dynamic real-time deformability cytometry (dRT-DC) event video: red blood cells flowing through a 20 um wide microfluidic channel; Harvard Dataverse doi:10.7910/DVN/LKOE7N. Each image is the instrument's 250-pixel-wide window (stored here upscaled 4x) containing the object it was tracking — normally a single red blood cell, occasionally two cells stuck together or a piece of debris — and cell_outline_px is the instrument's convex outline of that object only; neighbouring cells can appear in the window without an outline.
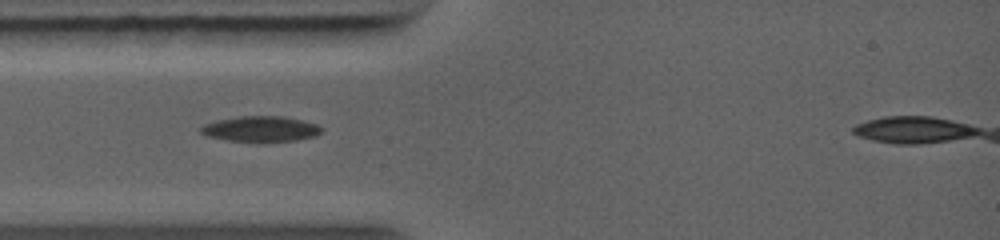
{"species": "common noctule bat (a hibernating species)", "species_latin": "Nyctalus noctula", "temperature_condition": "warm", "stored_images_in_passage": 28, "camera_frame_rate_fps": 5000, "um_per_image_px": 0.085, "animal": {"sex": "female", "body_mass_g": 19.0, "forearm_length_mm": 56.7}, "frame": {"image": 1, "passage_image": 1, "time_ms": 0.0, "image_size_px": [1000, 240], "cell_outline_px": [[324, 128], [316, 136], [296, 140], [260, 144], [228, 140], [208, 136], [200, 132], [200, 128], [204, 124], [216, 120], [240, 116], [280, 116], [300, 120], [316, 124]], "centroid_in_image_um": [22.16, 10.99], "position_along_channel_um": 62.8, "area_um2": 18.38}}
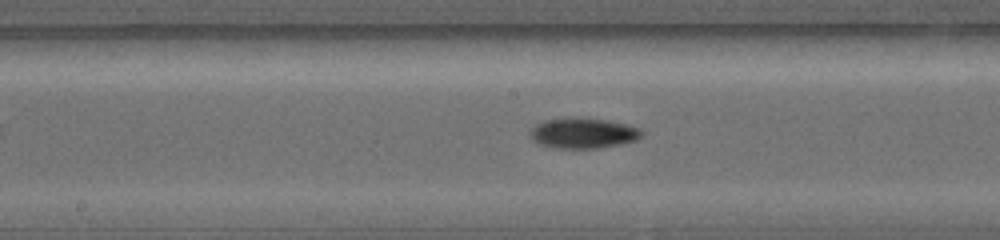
{"frame": {"image": 2, "passage_image": 9, "time_ms": 2.8, "image_size_px": [1000, 240], "cell_outline_px": [[644, 132], [636, 140], [620, 144], [596, 148], [552, 148], [536, 144], [528, 136], [528, 132], [536, 124], [544, 120], [608, 120], [640, 128]], "centroid_in_image_um": [49.52, 11.36], "position_along_channel_um": 198.7, "area_um2": 19.25}}
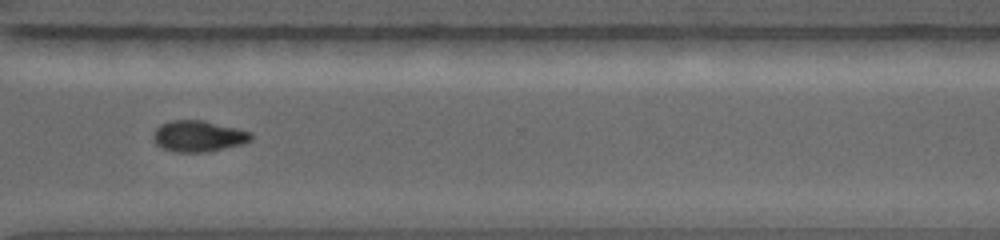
{"frame": {"image": 3, "passage_image": 18, "time_ms": 6.0, "image_size_px": [1000, 240], "cell_outline_px": [[252, 140], [244, 144], [208, 152], [176, 152], [164, 148], [156, 144], [152, 140], [152, 136], [156, 128], [160, 124], [168, 120], [204, 120], [252, 132]], "centroid_in_image_um": [16.86, 11.57], "position_along_channel_um": 353.7, "area_um2": 17.98}}